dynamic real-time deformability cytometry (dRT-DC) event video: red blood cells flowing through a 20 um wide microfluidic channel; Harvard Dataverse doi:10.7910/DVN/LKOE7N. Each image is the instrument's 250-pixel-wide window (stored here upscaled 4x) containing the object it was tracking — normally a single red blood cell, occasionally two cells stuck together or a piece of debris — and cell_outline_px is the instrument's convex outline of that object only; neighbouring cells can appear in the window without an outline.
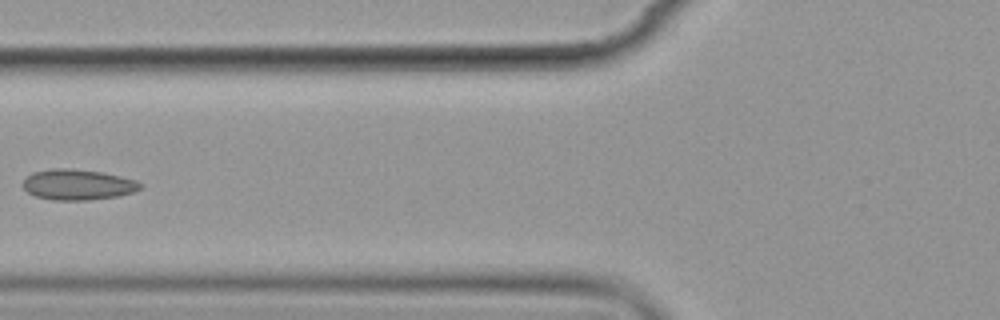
{"species": "common noctule bat (a hibernating species)", "species_latin": "Nyctalus noctula", "temperature_condition": "cold", "stored_images_in_passage": 16, "camera_frame_rate_fps": 3000, "um_per_image_px": 0.085, "animal": {"sex": "female", "body_mass_g": 19.9}, "frame": {"image": 1, "passage_image": 6, "time_ms": 6.667, "image_size_px": [1000, 320], "cell_outline_px": [[144, 184], [140, 188], [132, 192], [116, 196], [88, 200], [52, 200], [36, 196], [28, 192], [24, 188], [24, 180], [32, 172], [52, 168], [72, 168], [100, 172], [120, 176], [136, 180]], "centroid_in_image_um": [6.61, 15.68], "position_along_channel_um": 119.2, "area_um2": 20.81}}
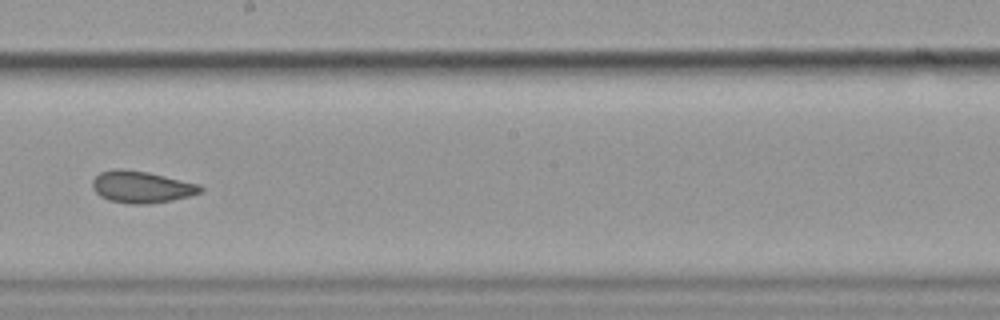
{"frame": {"image": 2, "passage_image": 9, "time_ms": 10.0, "image_size_px": [1000, 320], "cell_outline_px": [[204, 188], [200, 192], [188, 196], [172, 200], [148, 204], [128, 204], [108, 200], [100, 196], [92, 188], [92, 180], [100, 172], [116, 168], [120, 168], [148, 172], [200, 184]], "centroid_in_image_um": [12.0, 15.89], "position_along_channel_um": 236.2, "area_um2": 20.11}}
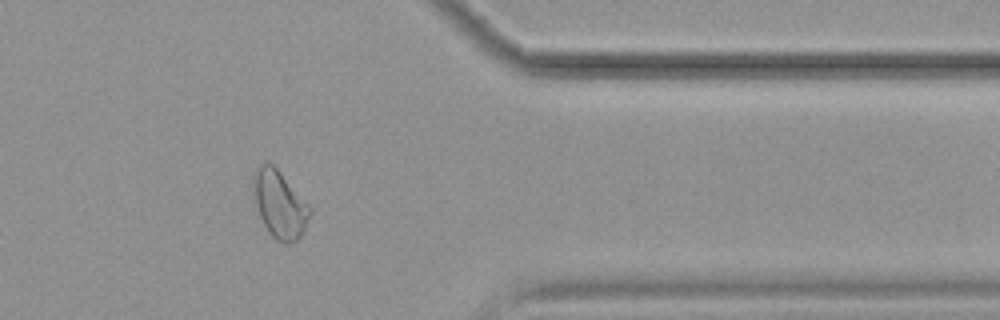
{"frame": {"image": 3, "passage_image": 13, "time_ms": 14.667, "image_size_px": [1000, 320], "cell_outline_px": [[312, 212], [304, 232], [296, 240], [288, 244], [284, 244], [276, 240], [268, 232], [260, 216], [256, 204], [252, 180], [252, 176], [256, 168], [264, 160], [272, 164], [280, 172], [312, 208]], "centroid_in_image_um": [23.77, 17.37], "position_along_channel_um": 387.6, "area_um2": 22.25}}